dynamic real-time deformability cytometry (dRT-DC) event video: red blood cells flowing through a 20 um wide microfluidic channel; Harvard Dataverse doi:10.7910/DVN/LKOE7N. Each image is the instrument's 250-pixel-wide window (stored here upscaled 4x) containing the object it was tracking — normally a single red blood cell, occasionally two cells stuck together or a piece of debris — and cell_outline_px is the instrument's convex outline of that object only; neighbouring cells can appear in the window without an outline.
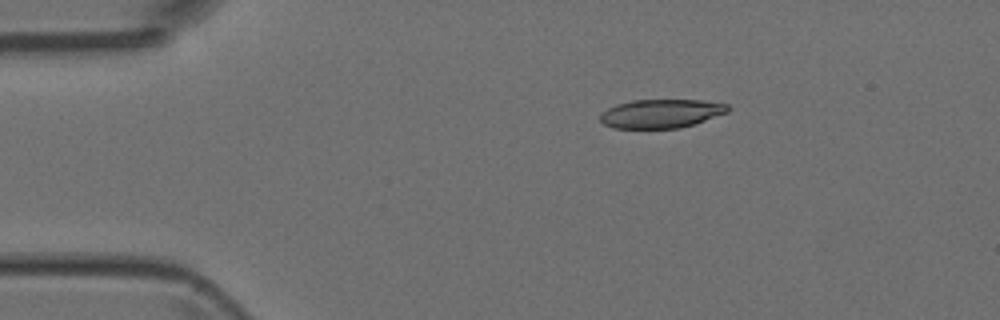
{"species": "Egyptian fruit bat (a non-hibernating species)", "species_latin": "Rousettus aegyptiacus", "temperature_condition": "room temperature", "stored_images_in_passage": 3, "camera_frame_rate_fps": 3000, "um_per_image_px": 0.085, "animal": {"sex": "female"}, "frame": {"image": 1, "passage_image": 1, "time_ms": 0.0, "image_size_px": [1000, 320], "cell_outline_px": [[728, 112], [696, 124], [680, 128], [612, 128], [604, 124], [600, 120], [600, 116], [608, 108], [616, 104], [632, 100], [700, 100], [728, 104]], "centroid_in_image_um": [56.2, 9.66], "position_along_channel_um": 28.8, "area_um2": 21.39}}
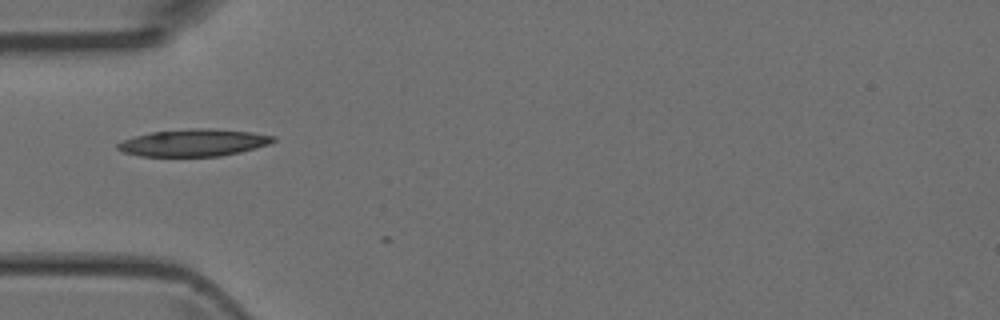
{"frame": {"image": 2, "passage_image": 3, "time_ms": 2.333, "image_size_px": [1000, 320], "cell_outline_px": [[276, 140], [268, 144], [240, 152], [220, 156], [140, 156], [124, 152], [116, 148], [116, 144], [124, 140], [136, 136], [152, 132], [192, 128], [208, 128], [252, 132], [276, 136]], "centroid_in_image_um": [16.48, 12.13], "position_along_channel_um": 68.5, "area_um2": 24.45}}